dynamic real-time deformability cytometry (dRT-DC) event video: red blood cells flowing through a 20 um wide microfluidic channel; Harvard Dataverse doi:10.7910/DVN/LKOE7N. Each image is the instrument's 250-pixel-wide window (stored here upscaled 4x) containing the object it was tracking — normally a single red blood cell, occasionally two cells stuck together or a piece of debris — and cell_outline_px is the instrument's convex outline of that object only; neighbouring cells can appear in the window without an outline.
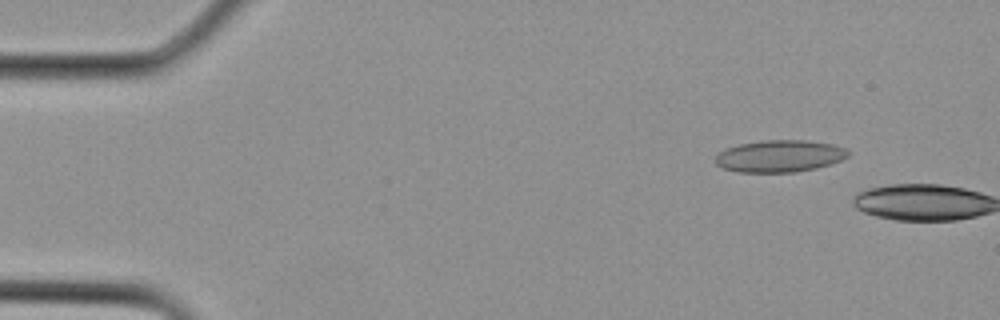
{"species": "Egyptian fruit bat (a non-hibernating species)", "species_latin": "Rousettus aegyptiacus", "temperature_condition": "cold", "stored_images_in_passage": 4, "camera_frame_rate_fps": 3000, "um_per_image_px": 0.085, "animal": {"sex": "female"}, "frame": {"image": 1, "passage_image": 3, "time_ms": 0.667, "image_size_px": [1000, 320], "cell_outline_px": [[848, 156], [832, 164], [816, 168], [796, 172], [736, 172], [724, 168], [716, 164], [716, 156], [724, 148], [740, 144], [764, 140], [808, 140], [832, 144], [844, 148], [848, 152]], "centroid_in_image_um": [66.26, 13.27], "position_along_channel_um": 18.7, "area_um2": 24.74}}